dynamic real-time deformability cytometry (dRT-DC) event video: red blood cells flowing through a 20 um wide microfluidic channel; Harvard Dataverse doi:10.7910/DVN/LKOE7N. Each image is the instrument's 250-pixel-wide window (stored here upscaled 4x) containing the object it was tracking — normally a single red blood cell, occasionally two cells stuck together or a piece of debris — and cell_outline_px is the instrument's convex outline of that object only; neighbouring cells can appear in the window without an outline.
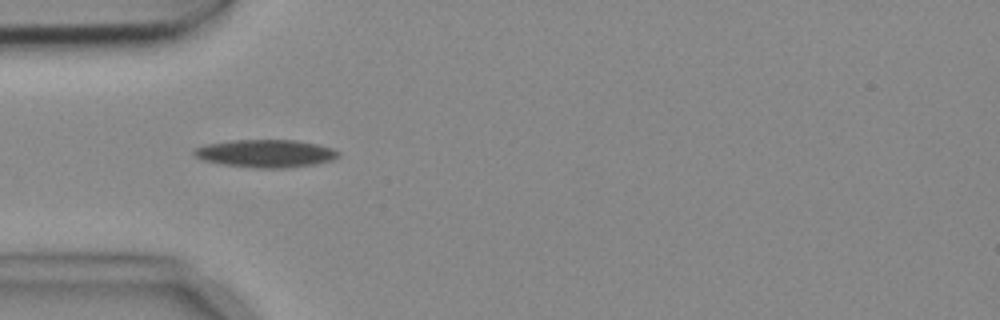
{"species": "common noctule bat (a hibernating species)", "species_latin": "Nyctalus noctula", "temperature_condition": "cold", "stored_images_in_passage": 1, "camera_frame_rate_fps": 3000, "um_per_image_px": 0.085, "animal": {"sex": "female", "body_mass_g": 18.4}, "frame": {"image": 1, "passage_image": 1, "time_ms": 0.0, "image_size_px": [1000, 320], "cell_outline_px": [[336, 156], [332, 160], [312, 164], [288, 168], [252, 168], [220, 164], [204, 160], [196, 156], [192, 152], [196, 148], [208, 144], [232, 140], [296, 140], [316, 144], [332, 148], [336, 152]], "centroid_in_image_um": [22.54, 13.05], "position_along_channel_um": 62.5, "area_um2": 23.06}}